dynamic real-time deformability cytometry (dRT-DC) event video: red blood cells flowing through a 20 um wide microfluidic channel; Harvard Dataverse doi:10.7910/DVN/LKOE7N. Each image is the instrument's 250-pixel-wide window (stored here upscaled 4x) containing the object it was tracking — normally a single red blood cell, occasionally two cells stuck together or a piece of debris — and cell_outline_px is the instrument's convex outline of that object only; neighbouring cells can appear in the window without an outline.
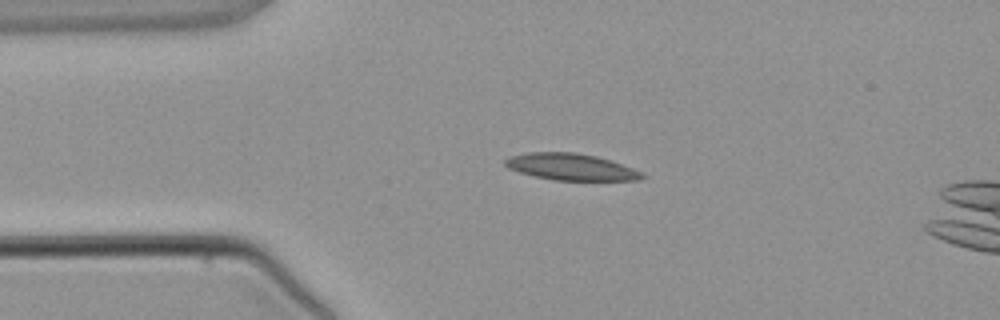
{"species": "common noctule bat (a hibernating species)", "species_latin": "Nyctalus noctula", "temperature_condition": "warm", "stored_images_in_passage": 2, "camera_frame_rate_fps": 3000, "um_per_image_px": 0.085, "animal": {"sex": "male", "body_mass_g": 21.5, "forearm_length_mm": 52.0}, "frame": {"image": 1, "passage_image": 2, "time_ms": 1.667, "image_size_px": [1000, 320], "cell_outline_px": [[644, 176], [640, 180], [552, 180], [532, 176], [508, 168], [504, 164], [504, 160], [508, 156], [528, 152], [572, 152], [596, 156], [632, 168], [640, 172]], "centroid_in_image_um": [48.44, 14.18], "position_along_channel_um": 36.6, "area_um2": 21.1}}